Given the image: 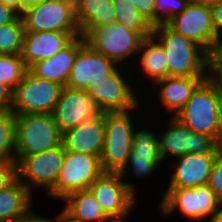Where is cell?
<instances>
[{
	"mask_svg": "<svg viewBox=\"0 0 222 222\" xmlns=\"http://www.w3.org/2000/svg\"><path fill=\"white\" fill-rule=\"evenodd\" d=\"M222 105V81L206 78L174 116L191 131L212 137L217 144Z\"/></svg>",
	"mask_w": 222,
	"mask_h": 222,
	"instance_id": "6da1fadb",
	"label": "cell"
},
{
	"mask_svg": "<svg viewBox=\"0 0 222 222\" xmlns=\"http://www.w3.org/2000/svg\"><path fill=\"white\" fill-rule=\"evenodd\" d=\"M159 33L162 34L159 43L167 56L168 76L209 77L203 75L205 66H209V54L202 47L165 24L154 26L153 34Z\"/></svg>",
	"mask_w": 222,
	"mask_h": 222,
	"instance_id": "7a4b0ae2",
	"label": "cell"
},
{
	"mask_svg": "<svg viewBox=\"0 0 222 222\" xmlns=\"http://www.w3.org/2000/svg\"><path fill=\"white\" fill-rule=\"evenodd\" d=\"M62 145V133L52 114L15 115L17 163L23 156L41 153Z\"/></svg>",
	"mask_w": 222,
	"mask_h": 222,
	"instance_id": "3957f363",
	"label": "cell"
},
{
	"mask_svg": "<svg viewBox=\"0 0 222 222\" xmlns=\"http://www.w3.org/2000/svg\"><path fill=\"white\" fill-rule=\"evenodd\" d=\"M128 111L104 113L105 137L100 155L104 172L123 176L128 165L134 134Z\"/></svg>",
	"mask_w": 222,
	"mask_h": 222,
	"instance_id": "277c9868",
	"label": "cell"
},
{
	"mask_svg": "<svg viewBox=\"0 0 222 222\" xmlns=\"http://www.w3.org/2000/svg\"><path fill=\"white\" fill-rule=\"evenodd\" d=\"M63 86L33 75L29 70L13 90L14 115L51 114Z\"/></svg>",
	"mask_w": 222,
	"mask_h": 222,
	"instance_id": "5b68a950",
	"label": "cell"
},
{
	"mask_svg": "<svg viewBox=\"0 0 222 222\" xmlns=\"http://www.w3.org/2000/svg\"><path fill=\"white\" fill-rule=\"evenodd\" d=\"M20 16L25 31L80 32L75 18L74 0H42Z\"/></svg>",
	"mask_w": 222,
	"mask_h": 222,
	"instance_id": "8992f818",
	"label": "cell"
},
{
	"mask_svg": "<svg viewBox=\"0 0 222 222\" xmlns=\"http://www.w3.org/2000/svg\"><path fill=\"white\" fill-rule=\"evenodd\" d=\"M82 36L95 51L100 52L115 64L126 56L140 51L143 38L121 23H112L100 27H91Z\"/></svg>",
	"mask_w": 222,
	"mask_h": 222,
	"instance_id": "52a82bcc",
	"label": "cell"
},
{
	"mask_svg": "<svg viewBox=\"0 0 222 222\" xmlns=\"http://www.w3.org/2000/svg\"><path fill=\"white\" fill-rule=\"evenodd\" d=\"M104 173L100 156L65 150L63 165L56 182V197L86 190Z\"/></svg>",
	"mask_w": 222,
	"mask_h": 222,
	"instance_id": "ba28073f",
	"label": "cell"
},
{
	"mask_svg": "<svg viewBox=\"0 0 222 222\" xmlns=\"http://www.w3.org/2000/svg\"><path fill=\"white\" fill-rule=\"evenodd\" d=\"M222 202L206 184L192 188H168L164 194L161 208L164 215L179 207L182 214L193 220H200L219 213Z\"/></svg>",
	"mask_w": 222,
	"mask_h": 222,
	"instance_id": "9c48e42d",
	"label": "cell"
},
{
	"mask_svg": "<svg viewBox=\"0 0 222 222\" xmlns=\"http://www.w3.org/2000/svg\"><path fill=\"white\" fill-rule=\"evenodd\" d=\"M98 103L86 90L63 87L52 116L61 133L104 115Z\"/></svg>",
	"mask_w": 222,
	"mask_h": 222,
	"instance_id": "30bf717a",
	"label": "cell"
},
{
	"mask_svg": "<svg viewBox=\"0 0 222 222\" xmlns=\"http://www.w3.org/2000/svg\"><path fill=\"white\" fill-rule=\"evenodd\" d=\"M65 157L63 145L41 153L23 156L17 162V178H28L23 184L30 189L31 185H45L51 195L56 197V182ZM33 183V184H32Z\"/></svg>",
	"mask_w": 222,
	"mask_h": 222,
	"instance_id": "8fae6325",
	"label": "cell"
},
{
	"mask_svg": "<svg viewBox=\"0 0 222 222\" xmlns=\"http://www.w3.org/2000/svg\"><path fill=\"white\" fill-rule=\"evenodd\" d=\"M165 25L173 32L192 40L208 54L218 38L212 22L211 8L207 6L189 3L182 13L169 19Z\"/></svg>",
	"mask_w": 222,
	"mask_h": 222,
	"instance_id": "7c38bea8",
	"label": "cell"
},
{
	"mask_svg": "<svg viewBox=\"0 0 222 222\" xmlns=\"http://www.w3.org/2000/svg\"><path fill=\"white\" fill-rule=\"evenodd\" d=\"M121 177L120 173L104 172L88 188L104 212L113 218L111 222H123L122 217L134 202L133 185L122 182Z\"/></svg>",
	"mask_w": 222,
	"mask_h": 222,
	"instance_id": "4fadbf2b",
	"label": "cell"
},
{
	"mask_svg": "<svg viewBox=\"0 0 222 222\" xmlns=\"http://www.w3.org/2000/svg\"><path fill=\"white\" fill-rule=\"evenodd\" d=\"M170 122V128L162 134L161 139H158L162 159L167 153L178 158L188 153L220 154L222 152L212 137L191 131L174 116Z\"/></svg>",
	"mask_w": 222,
	"mask_h": 222,
	"instance_id": "5bb4252c",
	"label": "cell"
},
{
	"mask_svg": "<svg viewBox=\"0 0 222 222\" xmlns=\"http://www.w3.org/2000/svg\"><path fill=\"white\" fill-rule=\"evenodd\" d=\"M86 91L105 113L128 111L138 106L135 95L116 68L104 79L91 83Z\"/></svg>",
	"mask_w": 222,
	"mask_h": 222,
	"instance_id": "9a60e30c",
	"label": "cell"
},
{
	"mask_svg": "<svg viewBox=\"0 0 222 222\" xmlns=\"http://www.w3.org/2000/svg\"><path fill=\"white\" fill-rule=\"evenodd\" d=\"M115 66L113 61L85 42L75 56L67 87L86 90L91 83L104 79Z\"/></svg>",
	"mask_w": 222,
	"mask_h": 222,
	"instance_id": "2e32d148",
	"label": "cell"
},
{
	"mask_svg": "<svg viewBox=\"0 0 222 222\" xmlns=\"http://www.w3.org/2000/svg\"><path fill=\"white\" fill-rule=\"evenodd\" d=\"M80 32H32L25 31L21 58L27 68L37 61L51 58L66 47Z\"/></svg>",
	"mask_w": 222,
	"mask_h": 222,
	"instance_id": "e0dca14e",
	"label": "cell"
},
{
	"mask_svg": "<svg viewBox=\"0 0 222 222\" xmlns=\"http://www.w3.org/2000/svg\"><path fill=\"white\" fill-rule=\"evenodd\" d=\"M105 137L104 115L62 133V145L71 152L100 156Z\"/></svg>",
	"mask_w": 222,
	"mask_h": 222,
	"instance_id": "ac0fdd59",
	"label": "cell"
},
{
	"mask_svg": "<svg viewBox=\"0 0 222 222\" xmlns=\"http://www.w3.org/2000/svg\"><path fill=\"white\" fill-rule=\"evenodd\" d=\"M218 155L188 153L178 157L168 188H195L206 185L212 165Z\"/></svg>",
	"mask_w": 222,
	"mask_h": 222,
	"instance_id": "d6986e66",
	"label": "cell"
},
{
	"mask_svg": "<svg viewBox=\"0 0 222 222\" xmlns=\"http://www.w3.org/2000/svg\"><path fill=\"white\" fill-rule=\"evenodd\" d=\"M84 43V37L79 35L60 52L46 60L37 61L28 70L38 78L55 82L65 87L67 86L75 56Z\"/></svg>",
	"mask_w": 222,
	"mask_h": 222,
	"instance_id": "ffe728a7",
	"label": "cell"
},
{
	"mask_svg": "<svg viewBox=\"0 0 222 222\" xmlns=\"http://www.w3.org/2000/svg\"><path fill=\"white\" fill-rule=\"evenodd\" d=\"M74 7L81 35L91 27L117 22L112 0H74Z\"/></svg>",
	"mask_w": 222,
	"mask_h": 222,
	"instance_id": "44dd1931",
	"label": "cell"
},
{
	"mask_svg": "<svg viewBox=\"0 0 222 222\" xmlns=\"http://www.w3.org/2000/svg\"><path fill=\"white\" fill-rule=\"evenodd\" d=\"M208 77H171L157 81L162 85L160 99L163 104L175 111L176 116L190 99L195 89ZM164 84V85H163Z\"/></svg>",
	"mask_w": 222,
	"mask_h": 222,
	"instance_id": "7402d4cb",
	"label": "cell"
},
{
	"mask_svg": "<svg viewBox=\"0 0 222 222\" xmlns=\"http://www.w3.org/2000/svg\"><path fill=\"white\" fill-rule=\"evenodd\" d=\"M63 200L67 201L68 205L62 213L74 222H104L108 218L112 219L104 212L89 189L73 192Z\"/></svg>",
	"mask_w": 222,
	"mask_h": 222,
	"instance_id": "603a6c76",
	"label": "cell"
},
{
	"mask_svg": "<svg viewBox=\"0 0 222 222\" xmlns=\"http://www.w3.org/2000/svg\"><path fill=\"white\" fill-rule=\"evenodd\" d=\"M30 194L18 178L0 190V222H13L25 215L30 210Z\"/></svg>",
	"mask_w": 222,
	"mask_h": 222,
	"instance_id": "cb8c5ba5",
	"label": "cell"
},
{
	"mask_svg": "<svg viewBox=\"0 0 222 222\" xmlns=\"http://www.w3.org/2000/svg\"><path fill=\"white\" fill-rule=\"evenodd\" d=\"M155 34L143 39L140 49H144L141 65L147 76L153 77L155 83L168 77L167 56L161 44L154 42Z\"/></svg>",
	"mask_w": 222,
	"mask_h": 222,
	"instance_id": "d4e9b609",
	"label": "cell"
},
{
	"mask_svg": "<svg viewBox=\"0 0 222 222\" xmlns=\"http://www.w3.org/2000/svg\"><path fill=\"white\" fill-rule=\"evenodd\" d=\"M112 5L118 23L138 33L143 39L153 35L154 25L129 0H112Z\"/></svg>",
	"mask_w": 222,
	"mask_h": 222,
	"instance_id": "484cf974",
	"label": "cell"
},
{
	"mask_svg": "<svg viewBox=\"0 0 222 222\" xmlns=\"http://www.w3.org/2000/svg\"><path fill=\"white\" fill-rule=\"evenodd\" d=\"M25 28L21 16L0 26V54H21Z\"/></svg>",
	"mask_w": 222,
	"mask_h": 222,
	"instance_id": "4316f807",
	"label": "cell"
},
{
	"mask_svg": "<svg viewBox=\"0 0 222 222\" xmlns=\"http://www.w3.org/2000/svg\"><path fill=\"white\" fill-rule=\"evenodd\" d=\"M129 157L149 159L152 162L162 161L158 148V138L149 131L134 132L132 137V147Z\"/></svg>",
	"mask_w": 222,
	"mask_h": 222,
	"instance_id": "83f0119b",
	"label": "cell"
},
{
	"mask_svg": "<svg viewBox=\"0 0 222 222\" xmlns=\"http://www.w3.org/2000/svg\"><path fill=\"white\" fill-rule=\"evenodd\" d=\"M15 115L11 110L0 112V162H15Z\"/></svg>",
	"mask_w": 222,
	"mask_h": 222,
	"instance_id": "f1b7e54d",
	"label": "cell"
},
{
	"mask_svg": "<svg viewBox=\"0 0 222 222\" xmlns=\"http://www.w3.org/2000/svg\"><path fill=\"white\" fill-rule=\"evenodd\" d=\"M28 68L21 55L0 54V82L12 90L23 79Z\"/></svg>",
	"mask_w": 222,
	"mask_h": 222,
	"instance_id": "f546056e",
	"label": "cell"
},
{
	"mask_svg": "<svg viewBox=\"0 0 222 222\" xmlns=\"http://www.w3.org/2000/svg\"><path fill=\"white\" fill-rule=\"evenodd\" d=\"M188 0H155L154 5V26L159 24H165L169 19L182 13L188 6ZM159 10L163 14H158Z\"/></svg>",
	"mask_w": 222,
	"mask_h": 222,
	"instance_id": "4dcf8cb0",
	"label": "cell"
},
{
	"mask_svg": "<svg viewBox=\"0 0 222 222\" xmlns=\"http://www.w3.org/2000/svg\"><path fill=\"white\" fill-rule=\"evenodd\" d=\"M207 185L222 202V152L217 156L212 165Z\"/></svg>",
	"mask_w": 222,
	"mask_h": 222,
	"instance_id": "1f68e13d",
	"label": "cell"
},
{
	"mask_svg": "<svg viewBox=\"0 0 222 222\" xmlns=\"http://www.w3.org/2000/svg\"><path fill=\"white\" fill-rule=\"evenodd\" d=\"M17 179L16 162H0V190L5 189Z\"/></svg>",
	"mask_w": 222,
	"mask_h": 222,
	"instance_id": "d6a6232c",
	"label": "cell"
},
{
	"mask_svg": "<svg viewBox=\"0 0 222 222\" xmlns=\"http://www.w3.org/2000/svg\"><path fill=\"white\" fill-rule=\"evenodd\" d=\"M209 67L218 74L209 76L222 81V44L219 39L216 40L214 48L209 54Z\"/></svg>",
	"mask_w": 222,
	"mask_h": 222,
	"instance_id": "836d02e7",
	"label": "cell"
},
{
	"mask_svg": "<svg viewBox=\"0 0 222 222\" xmlns=\"http://www.w3.org/2000/svg\"><path fill=\"white\" fill-rule=\"evenodd\" d=\"M128 162L131 163L133 167L134 174L137 176L147 175L157 167L160 162H152L149 159H142L136 157H129Z\"/></svg>",
	"mask_w": 222,
	"mask_h": 222,
	"instance_id": "e575fe53",
	"label": "cell"
},
{
	"mask_svg": "<svg viewBox=\"0 0 222 222\" xmlns=\"http://www.w3.org/2000/svg\"><path fill=\"white\" fill-rule=\"evenodd\" d=\"M154 25L155 0H129Z\"/></svg>",
	"mask_w": 222,
	"mask_h": 222,
	"instance_id": "d590c367",
	"label": "cell"
},
{
	"mask_svg": "<svg viewBox=\"0 0 222 222\" xmlns=\"http://www.w3.org/2000/svg\"><path fill=\"white\" fill-rule=\"evenodd\" d=\"M13 101V90L0 82V112L11 110Z\"/></svg>",
	"mask_w": 222,
	"mask_h": 222,
	"instance_id": "8d00e7d4",
	"label": "cell"
},
{
	"mask_svg": "<svg viewBox=\"0 0 222 222\" xmlns=\"http://www.w3.org/2000/svg\"><path fill=\"white\" fill-rule=\"evenodd\" d=\"M212 22L218 36L220 38V30L222 29V0H219L213 7H211Z\"/></svg>",
	"mask_w": 222,
	"mask_h": 222,
	"instance_id": "74e56055",
	"label": "cell"
},
{
	"mask_svg": "<svg viewBox=\"0 0 222 222\" xmlns=\"http://www.w3.org/2000/svg\"><path fill=\"white\" fill-rule=\"evenodd\" d=\"M20 14L12 7L0 3V26L14 22Z\"/></svg>",
	"mask_w": 222,
	"mask_h": 222,
	"instance_id": "f35d334b",
	"label": "cell"
},
{
	"mask_svg": "<svg viewBox=\"0 0 222 222\" xmlns=\"http://www.w3.org/2000/svg\"><path fill=\"white\" fill-rule=\"evenodd\" d=\"M13 222H52V220H48V219H44L41 218L40 216H34L32 213H30L29 211L21 216L20 218H18L17 220L13 221Z\"/></svg>",
	"mask_w": 222,
	"mask_h": 222,
	"instance_id": "ab89813d",
	"label": "cell"
},
{
	"mask_svg": "<svg viewBox=\"0 0 222 222\" xmlns=\"http://www.w3.org/2000/svg\"><path fill=\"white\" fill-rule=\"evenodd\" d=\"M42 0H20V14L27 9L36 6Z\"/></svg>",
	"mask_w": 222,
	"mask_h": 222,
	"instance_id": "60d3db41",
	"label": "cell"
},
{
	"mask_svg": "<svg viewBox=\"0 0 222 222\" xmlns=\"http://www.w3.org/2000/svg\"><path fill=\"white\" fill-rule=\"evenodd\" d=\"M219 0H188L190 4L213 7Z\"/></svg>",
	"mask_w": 222,
	"mask_h": 222,
	"instance_id": "b9f144b4",
	"label": "cell"
},
{
	"mask_svg": "<svg viewBox=\"0 0 222 222\" xmlns=\"http://www.w3.org/2000/svg\"><path fill=\"white\" fill-rule=\"evenodd\" d=\"M0 3L12 7L20 14V0H0Z\"/></svg>",
	"mask_w": 222,
	"mask_h": 222,
	"instance_id": "7bdbcfd3",
	"label": "cell"
},
{
	"mask_svg": "<svg viewBox=\"0 0 222 222\" xmlns=\"http://www.w3.org/2000/svg\"><path fill=\"white\" fill-rule=\"evenodd\" d=\"M217 146L222 150V105H221V113H220V127L217 136Z\"/></svg>",
	"mask_w": 222,
	"mask_h": 222,
	"instance_id": "ee69618b",
	"label": "cell"
},
{
	"mask_svg": "<svg viewBox=\"0 0 222 222\" xmlns=\"http://www.w3.org/2000/svg\"><path fill=\"white\" fill-rule=\"evenodd\" d=\"M52 222H74V221L70 220L66 215H64L61 212L58 219H55L54 221L52 220Z\"/></svg>",
	"mask_w": 222,
	"mask_h": 222,
	"instance_id": "f6af8a7d",
	"label": "cell"
},
{
	"mask_svg": "<svg viewBox=\"0 0 222 222\" xmlns=\"http://www.w3.org/2000/svg\"><path fill=\"white\" fill-rule=\"evenodd\" d=\"M211 222H222V207L219 213L211 217Z\"/></svg>",
	"mask_w": 222,
	"mask_h": 222,
	"instance_id": "bcb514c9",
	"label": "cell"
}]
</instances>
